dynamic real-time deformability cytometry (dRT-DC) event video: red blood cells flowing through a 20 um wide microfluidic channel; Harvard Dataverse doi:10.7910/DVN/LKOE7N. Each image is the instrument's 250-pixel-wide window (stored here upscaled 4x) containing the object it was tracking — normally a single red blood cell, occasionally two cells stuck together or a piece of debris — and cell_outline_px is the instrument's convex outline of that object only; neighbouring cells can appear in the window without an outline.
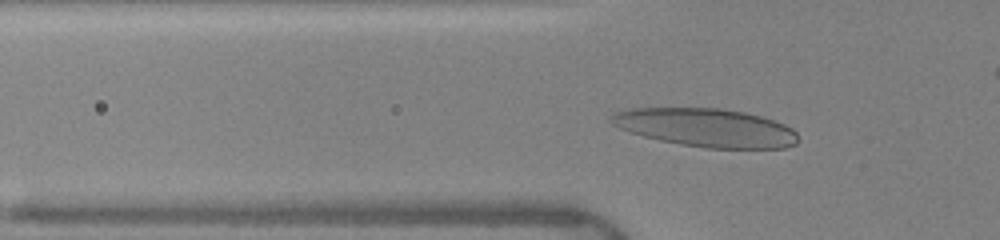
{"species": "human", "species_latin": "Homo sapiens", "temperature_condition": "warm", "stored_images_in_passage": 40, "camera_frame_rate_fps": 3000, "um_per_image_px": 0.085, "donor": {"sex": "female"}, "frame": {"image": 1, "passage_image": 12, "time_ms": 3.667, "image_size_px": [1000, 240], "cell_outline_px": [[800, 140], [796, 144], [784, 148], [704, 148], [660, 140], [644, 136], [620, 128], [612, 124], [608, 120], [612, 112], [632, 108], [720, 108], [744, 112], [760, 116], [784, 124], [792, 128], [796, 132]], "centroid_in_image_um": [60.02, 10.85], "position_along_channel_um": 65.8, "area_um2": 41.79}}
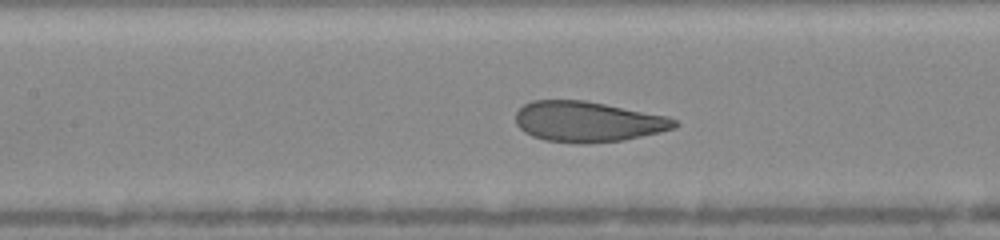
{"frame": {"image": 2, "passage_image": 19, "time_ms": 6.0, "image_size_px": [1000, 240], "cell_outline_px": [[680, 124], [676, 128], [660, 132], [624, 140], [584, 144], [576, 144], [544, 140], [532, 136], [524, 132], [516, 124], [516, 112], [524, 104], [532, 100], [584, 100], [668, 116], [676, 120]], "centroid_in_image_um": [49.97, 10.35], "position_along_channel_um": 157.4, "area_um2": 37.74}}
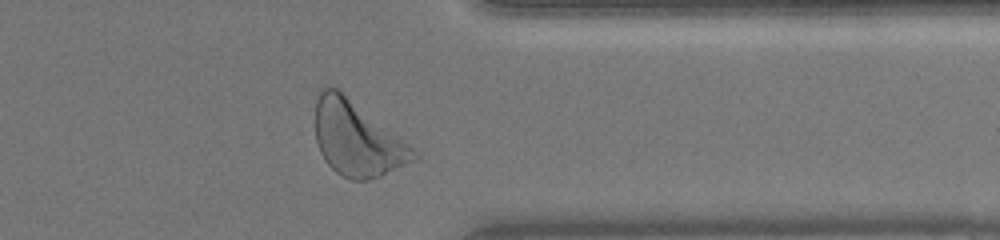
{"frame": {"image": 3, "passage_image": 36, "time_ms": 11.667, "image_size_px": [1000, 240], "cell_outline_px": [[420, 156], [416, 160], [380, 176], [368, 180], [352, 180], [336, 172], [324, 160], [320, 152], [316, 140], [316, 100], [320, 88], [324, 84], [336, 88], [420, 152]], "centroid_in_image_um": [30.35, 11.8], "position_along_channel_um": 381.1, "area_um2": 42.48}}